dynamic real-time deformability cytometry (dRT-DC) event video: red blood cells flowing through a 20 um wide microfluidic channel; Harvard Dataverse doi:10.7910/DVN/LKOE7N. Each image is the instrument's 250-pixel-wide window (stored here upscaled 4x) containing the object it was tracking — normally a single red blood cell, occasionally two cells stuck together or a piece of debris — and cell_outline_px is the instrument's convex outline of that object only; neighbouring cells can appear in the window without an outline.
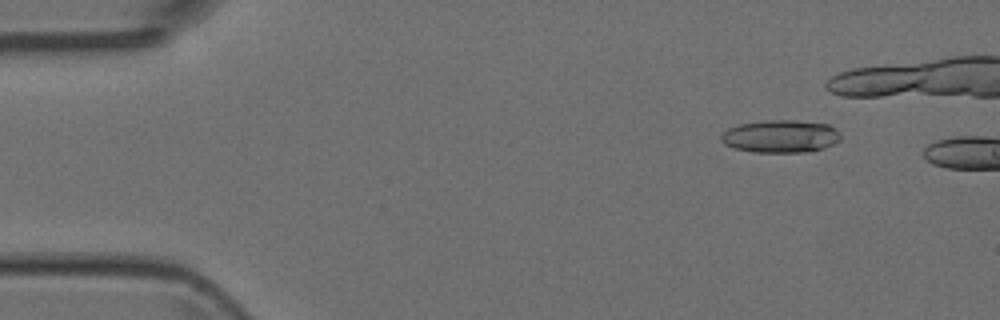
{"species": "Egyptian fruit bat (a non-hibernating species)", "species_latin": "Rousettus aegyptiacus", "temperature_condition": "room temperature", "stored_images_in_passage": 2, "camera_frame_rate_fps": 3000, "um_per_image_px": 0.085, "animal": {"sex": "female"}, "frame": {"image": 1, "passage_image": 1, "time_ms": 0.0, "image_size_px": [1000, 320], "cell_outline_px": [[840, 140], [824, 148], [812, 152], [752, 152], [736, 148], [724, 144], [720, 140], [720, 136], [728, 128], [740, 124], [764, 120], [792, 120], [828, 124], [836, 128], [840, 132]], "centroid_in_image_um": [66.36, 11.59], "position_along_channel_um": 18.6, "area_um2": 22.89}}